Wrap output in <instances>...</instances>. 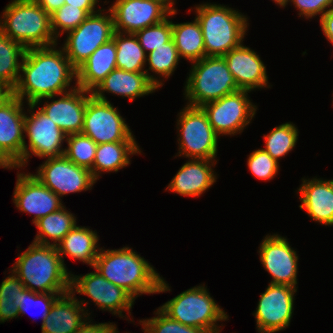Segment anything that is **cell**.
Returning a JSON list of instances; mask_svg holds the SVG:
<instances>
[{"label": "cell", "mask_w": 333, "mask_h": 333, "mask_svg": "<svg viewBox=\"0 0 333 333\" xmlns=\"http://www.w3.org/2000/svg\"><path fill=\"white\" fill-rule=\"evenodd\" d=\"M154 1H157V2H159L161 4H163L170 12L177 11L174 8V5H175V1L174 0H154Z\"/></svg>", "instance_id": "7dc6e473"}, {"label": "cell", "mask_w": 333, "mask_h": 333, "mask_svg": "<svg viewBox=\"0 0 333 333\" xmlns=\"http://www.w3.org/2000/svg\"><path fill=\"white\" fill-rule=\"evenodd\" d=\"M13 203L18 210L34 215L33 224L59 210L63 202L51 189L44 186L32 173H17Z\"/></svg>", "instance_id": "d6986e66"}, {"label": "cell", "mask_w": 333, "mask_h": 333, "mask_svg": "<svg viewBox=\"0 0 333 333\" xmlns=\"http://www.w3.org/2000/svg\"><path fill=\"white\" fill-rule=\"evenodd\" d=\"M70 292L75 296L87 295L101 310L110 311L114 315L123 318V311L131 315V308L135 299L123 288L116 286L105 279L98 271H92L85 275L71 273Z\"/></svg>", "instance_id": "5bb4252c"}, {"label": "cell", "mask_w": 333, "mask_h": 333, "mask_svg": "<svg viewBox=\"0 0 333 333\" xmlns=\"http://www.w3.org/2000/svg\"><path fill=\"white\" fill-rule=\"evenodd\" d=\"M320 27L323 34L333 44V7L328 10L320 19Z\"/></svg>", "instance_id": "ee69618b"}, {"label": "cell", "mask_w": 333, "mask_h": 333, "mask_svg": "<svg viewBox=\"0 0 333 333\" xmlns=\"http://www.w3.org/2000/svg\"><path fill=\"white\" fill-rule=\"evenodd\" d=\"M99 0H65V4H70L81 9H96Z\"/></svg>", "instance_id": "bcb514c9"}, {"label": "cell", "mask_w": 333, "mask_h": 333, "mask_svg": "<svg viewBox=\"0 0 333 333\" xmlns=\"http://www.w3.org/2000/svg\"><path fill=\"white\" fill-rule=\"evenodd\" d=\"M154 313L157 316L139 321L144 333H209L204 329L190 327L172 320L159 308Z\"/></svg>", "instance_id": "f35d334b"}, {"label": "cell", "mask_w": 333, "mask_h": 333, "mask_svg": "<svg viewBox=\"0 0 333 333\" xmlns=\"http://www.w3.org/2000/svg\"><path fill=\"white\" fill-rule=\"evenodd\" d=\"M33 175L59 197L91 190L96 182L91 170L76 165L64 155L46 159Z\"/></svg>", "instance_id": "9a60e30c"}, {"label": "cell", "mask_w": 333, "mask_h": 333, "mask_svg": "<svg viewBox=\"0 0 333 333\" xmlns=\"http://www.w3.org/2000/svg\"><path fill=\"white\" fill-rule=\"evenodd\" d=\"M11 92L0 83V102L6 98Z\"/></svg>", "instance_id": "c3c4849f"}, {"label": "cell", "mask_w": 333, "mask_h": 333, "mask_svg": "<svg viewBox=\"0 0 333 333\" xmlns=\"http://www.w3.org/2000/svg\"><path fill=\"white\" fill-rule=\"evenodd\" d=\"M261 264L272 276L270 284L288 285L297 288L298 254L287 238L278 234L266 235L260 243Z\"/></svg>", "instance_id": "e0dca14e"}, {"label": "cell", "mask_w": 333, "mask_h": 333, "mask_svg": "<svg viewBox=\"0 0 333 333\" xmlns=\"http://www.w3.org/2000/svg\"><path fill=\"white\" fill-rule=\"evenodd\" d=\"M215 162L217 164L216 160L188 159L165 190L185 197L201 196L216 182V173L212 168Z\"/></svg>", "instance_id": "7402d4cb"}, {"label": "cell", "mask_w": 333, "mask_h": 333, "mask_svg": "<svg viewBox=\"0 0 333 333\" xmlns=\"http://www.w3.org/2000/svg\"><path fill=\"white\" fill-rule=\"evenodd\" d=\"M247 165L252 175L265 181L273 179L279 170V162L263 149H256L250 153L247 158Z\"/></svg>", "instance_id": "ab89813d"}, {"label": "cell", "mask_w": 333, "mask_h": 333, "mask_svg": "<svg viewBox=\"0 0 333 333\" xmlns=\"http://www.w3.org/2000/svg\"><path fill=\"white\" fill-rule=\"evenodd\" d=\"M146 61H148L147 63L149 65V69H145L147 78L159 89L164 85L160 76L168 79V77L173 74L180 61V56L173 38L169 42L164 43V46H160L149 52L148 55H146ZM149 70L155 73V75L158 74L160 80L158 79V75L156 77L155 75L149 74Z\"/></svg>", "instance_id": "d6a6232c"}, {"label": "cell", "mask_w": 333, "mask_h": 333, "mask_svg": "<svg viewBox=\"0 0 333 333\" xmlns=\"http://www.w3.org/2000/svg\"><path fill=\"white\" fill-rule=\"evenodd\" d=\"M98 241L99 236L95 231L76 225L57 243L56 248L65 267L64 255L80 260L92 268L100 251Z\"/></svg>", "instance_id": "4316f807"}, {"label": "cell", "mask_w": 333, "mask_h": 333, "mask_svg": "<svg viewBox=\"0 0 333 333\" xmlns=\"http://www.w3.org/2000/svg\"><path fill=\"white\" fill-rule=\"evenodd\" d=\"M206 288L204 284L194 286L168 300L159 309L181 324L219 333L221 328L217 322L228 320V315Z\"/></svg>", "instance_id": "52a82bcc"}, {"label": "cell", "mask_w": 333, "mask_h": 333, "mask_svg": "<svg viewBox=\"0 0 333 333\" xmlns=\"http://www.w3.org/2000/svg\"><path fill=\"white\" fill-rule=\"evenodd\" d=\"M57 45L26 50L20 70L22 74L11 93L22 101L26 99L27 105H40L46 97H57L77 87L74 83L75 86L69 88L72 80L77 78V70L64 50L55 48Z\"/></svg>", "instance_id": "6da1fadb"}, {"label": "cell", "mask_w": 333, "mask_h": 333, "mask_svg": "<svg viewBox=\"0 0 333 333\" xmlns=\"http://www.w3.org/2000/svg\"><path fill=\"white\" fill-rule=\"evenodd\" d=\"M136 153H141L136 141L98 144L93 167L90 169L93 178L97 181L102 172H117L125 168L130 164V156Z\"/></svg>", "instance_id": "83f0119b"}, {"label": "cell", "mask_w": 333, "mask_h": 333, "mask_svg": "<svg viewBox=\"0 0 333 333\" xmlns=\"http://www.w3.org/2000/svg\"><path fill=\"white\" fill-rule=\"evenodd\" d=\"M172 38L180 58L194 62L206 57L202 29L196 17L192 22H172Z\"/></svg>", "instance_id": "f1b7e54d"}, {"label": "cell", "mask_w": 333, "mask_h": 333, "mask_svg": "<svg viewBox=\"0 0 333 333\" xmlns=\"http://www.w3.org/2000/svg\"><path fill=\"white\" fill-rule=\"evenodd\" d=\"M105 9L89 15L76 29L67 34L64 47L66 57L77 69L101 45L109 42L114 34L111 11Z\"/></svg>", "instance_id": "9c48e42d"}, {"label": "cell", "mask_w": 333, "mask_h": 333, "mask_svg": "<svg viewBox=\"0 0 333 333\" xmlns=\"http://www.w3.org/2000/svg\"><path fill=\"white\" fill-rule=\"evenodd\" d=\"M86 320L84 324L73 333H119L116 324L114 323H98L91 324V321Z\"/></svg>", "instance_id": "7bdbcfd3"}, {"label": "cell", "mask_w": 333, "mask_h": 333, "mask_svg": "<svg viewBox=\"0 0 333 333\" xmlns=\"http://www.w3.org/2000/svg\"><path fill=\"white\" fill-rule=\"evenodd\" d=\"M157 88L148 80L145 72H129L115 68L105 79L91 92V94L102 101H108L106 93H113L127 97L133 101L138 97L155 92Z\"/></svg>", "instance_id": "d4e9b609"}, {"label": "cell", "mask_w": 333, "mask_h": 333, "mask_svg": "<svg viewBox=\"0 0 333 333\" xmlns=\"http://www.w3.org/2000/svg\"><path fill=\"white\" fill-rule=\"evenodd\" d=\"M116 44L113 39L99 46L76 70L77 87L92 92L105 77L117 68Z\"/></svg>", "instance_id": "484cf974"}, {"label": "cell", "mask_w": 333, "mask_h": 333, "mask_svg": "<svg viewBox=\"0 0 333 333\" xmlns=\"http://www.w3.org/2000/svg\"><path fill=\"white\" fill-rule=\"evenodd\" d=\"M61 295H63V294L38 293V292H34V291H30V290L26 289L21 294V298L19 299V301H20V305L18 307L19 315L25 314V312H27L29 309H32V308L42 309L40 314L42 317V324H43V322H44L45 318L48 316L54 302Z\"/></svg>", "instance_id": "60d3db41"}, {"label": "cell", "mask_w": 333, "mask_h": 333, "mask_svg": "<svg viewBox=\"0 0 333 333\" xmlns=\"http://www.w3.org/2000/svg\"><path fill=\"white\" fill-rule=\"evenodd\" d=\"M249 90H239L201 106L215 133L230 135L243 132L255 116L257 106L248 97Z\"/></svg>", "instance_id": "30bf717a"}, {"label": "cell", "mask_w": 333, "mask_h": 333, "mask_svg": "<svg viewBox=\"0 0 333 333\" xmlns=\"http://www.w3.org/2000/svg\"><path fill=\"white\" fill-rule=\"evenodd\" d=\"M110 101H102L89 94L84 115L82 134L97 145L118 141H135L125 119Z\"/></svg>", "instance_id": "7c38bea8"}, {"label": "cell", "mask_w": 333, "mask_h": 333, "mask_svg": "<svg viewBox=\"0 0 333 333\" xmlns=\"http://www.w3.org/2000/svg\"><path fill=\"white\" fill-rule=\"evenodd\" d=\"M192 64L184 88L187 105L201 107L205 103L241 90L224 57L206 56Z\"/></svg>", "instance_id": "8992f818"}, {"label": "cell", "mask_w": 333, "mask_h": 333, "mask_svg": "<svg viewBox=\"0 0 333 333\" xmlns=\"http://www.w3.org/2000/svg\"><path fill=\"white\" fill-rule=\"evenodd\" d=\"M274 2H276L277 5H279L280 7H285L286 5H288V2L290 0H272Z\"/></svg>", "instance_id": "681fc988"}, {"label": "cell", "mask_w": 333, "mask_h": 333, "mask_svg": "<svg viewBox=\"0 0 333 333\" xmlns=\"http://www.w3.org/2000/svg\"><path fill=\"white\" fill-rule=\"evenodd\" d=\"M30 116H24V136L28 137L29 144H24L23 167L28 163L31 155L39 158H54L64 155L62 144L67 135L40 109L35 112L37 105L28 104ZM32 112V113H31Z\"/></svg>", "instance_id": "4fadbf2b"}, {"label": "cell", "mask_w": 333, "mask_h": 333, "mask_svg": "<svg viewBox=\"0 0 333 333\" xmlns=\"http://www.w3.org/2000/svg\"><path fill=\"white\" fill-rule=\"evenodd\" d=\"M0 19V31L26 49L57 44L50 15L34 0H12Z\"/></svg>", "instance_id": "5b68a950"}, {"label": "cell", "mask_w": 333, "mask_h": 333, "mask_svg": "<svg viewBox=\"0 0 333 333\" xmlns=\"http://www.w3.org/2000/svg\"><path fill=\"white\" fill-rule=\"evenodd\" d=\"M92 268L134 299L142 294L171 291L154 267L128 246L113 250L100 248Z\"/></svg>", "instance_id": "7a4b0ae2"}, {"label": "cell", "mask_w": 333, "mask_h": 333, "mask_svg": "<svg viewBox=\"0 0 333 333\" xmlns=\"http://www.w3.org/2000/svg\"><path fill=\"white\" fill-rule=\"evenodd\" d=\"M22 100L10 93L0 102V168L23 167L24 116Z\"/></svg>", "instance_id": "8fae6325"}, {"label": "cell", "mask_w": 333, "mask_h": 333, "mask_svg": "<svg viewBox=\"0 0 333 333\" xmlns=\"http://www.w3.org/2000/svg\"><path fill=\"white\" fill-rule=\"evenodd\" d=\"M112 39L116 44L117 68L129 72H145L146 53L135 34L115 31Z\"/></svg>", "instance_id": "1f68e13d"}, {"label": "cell", "mask_w": 333, "mask_h": 333, "mask_svg": "<svg viewBox=\"0 0 333 333\" xmlns=\"http://www.w3.org/2000/svg\"><path fill=\"white\" fill-rule=\"evenodd\" d=\"M26 50L19 42L13 41L0 31V83L10 92L19 80Z\"/></svg>", "instance_id": "4dcf8cb0"}, {"label": "cell", "mask_w": 333, "mask_h": 333, "mask_svg": "<svg viewBox=\"0 0 333 333\" xmlns=\"http://www.w3.org/2000/svg\"><path fill=\"white\" fill-rule=\"evenodd\" d=\"M176 13L177 11H173L164 21L143 28L135 33L146 54L160 46H164V43H167L172 39V21H170V16H173Z\"/></svg>", "instance_id": "74e56055"}, {"label": "cell", "mask_w": 333, "mask_h": 333, "mask_svg": "<svg viewBox=\"0 0 333 333\" xmlns=\"http://www.w3.org/2000/svg\"><path fill=\"white\" fill-rule=\"evenodd\" d=\"M289 2L293 3L295 8L299 10V17L305 16L306 19L313 18L318 14L321 18L333 7V0H290Z\"/></svg>", "instance_id": "b9f144b4"}, {"label": "cell", "mask_w": 333, "mask_h": 333, "mask_svg": "<svg viewBox=\"0 0 333 333\" xmlns=\"http://www.w3.org/2000/svg\"><path fill=\"white\" fill-rule=\"evenodd\" d=\"M296 292L297 288L269 283L253 314L259 333H275L289 327Z\"/></svg>", "instance_id": "2e32d148"}, {"label": "cell", "mask_w": 333, "mask_h": 333, "mask_svg": "<svg viewBox=\"0 0 333 333\" xmlns=\"http://www.w3.org/2000/svg\"><path fill=\"white\" fill-rule=\"evenodd\" d=\"M88 94V95H87ZM90 91L80 87L61 94V98L54 95L46 97L44 106L40 110L45 113L66 134L81 133L84 125V115ZM48 99L52 101L49 103Z\"/></svg>", "instance_id": "ffe728a7"}, {"label": "cell", "mask_w": 333, "mask_h": 333, "mask_svg": "<svg viewBox=\"0 0 333 333\" xmlns=\"http://www.w3.org/2000/svg\"><path fill=\"white\" fill-rule=\"evenodd\" d=\"M67 148L64 156L78 166L91 169L95 159L97 144L82 133L67 135Z\"/></svg>", "instance_id": "8d00e7d4"}, {"label": "cell", "mask_w": 333, "mask_h": 333, "mask_svg": "<svg viewBox=\"0 0 333 333\" xmlns=\"http://www.w3.org/2000/svg\"><path fill=\"white\" fill-rule=\"evenodd\" d=\"M300 193V209H305L313 221L333 226V179H302L297 190Z\"/></svg>", "instance_id": "cb8c5ba5"}, {"label": "cell", "mask_w": 333, "mask_h": 333, "mask_svg": "<svg viewBox=\"0 0 333 333\" xmlns=\"http://www.w3.org/2000/svg\"><path fill=\"white\" fill-rule=\"evenodd\" d=\"M39 6L47 11L49 15L65 4V0H34Z\"/></svg>", "instance_id": "f6af8a7d"}, {"label": "cell", "mask_w": 333, "mask_h": 333, "mask_svg": "<svg viewBox=\"0 0 333 333\" xmlns=\"http://www.w3.org/2000/svg\"><path fill=\"white\" fill-rule=\"evenodd\" d=\"M11 272L0 284V323L19 316V299L26 290L20 278Z\"/></svg>", "instance_id": "e575fe53"}, {"label": "cell", "mask_w": 333, "mask_h": 333, "mask_svg": "<svg viewBox=\"0 0 333 333\" xmlns=\"http://www.w3.org/2000/svg\"><path fill=\"white\" fill-rule=\"evenodd\" d=\"M76 223L75 215L63 206L59 210L40 218L34 224L39 230V234L36 235L33 242L41 245L56 246L57 242L59 243L77 225ZM48 238L53 243H50Z\"/></svg>", "instance_id": "f546056e"}, {"label": "cell", "mask_w": 333, "mask_h": 333, "mask_svg": "<svg viewBox=\"0 0 333 333\" xmlns=\"http://www.w3.org/2000/svg\"><path fill=\"white\" fill-rule=\"evenodd\" d=\"M299 131L291 122L283 123L274 127L269 134L263 135L265 150L274 160L287 155L296 146Z\"/></svg>", "instance_id": "836d02e7"}, {"label": "cell", "mask_w": 333, "mask_h": 333, "mask_svg": "<svg viewBox=\"0 0 333 333\" xmlns=\"http://www.w3.org/2000/svg\"><path fill=\"white\" fill-rule=\"evenodd\" d=\"M87 304L85 300L79 301L71 292L61 295L45 318L41 333H73L86 320H90V313L85 310Z\"/></svg>", "instance_id": "603a6c76"}, {"label": "cell", "mask_w": 333, "mask_h": 333, "mask_svg": "<svg viewBox=\"0 0 333 333\" xmlns=\"http://www.w3.org/2000/svg\"><path fill=\"white\" fill-rule=\"evenodd\" d=\"M101 9H81L70 4H64L50 15L51 30L57 40L60 34L76 29L89 15Z\"/></svg>", "instance_id": "d590c367"}, {"label": "cell", "mask_w": 333, "mask_h": 333, "mask_svg": "<svg viewBox=\"0 0 333 333\" xmlns=\"http://www.w3.org/2000/svg\"><path fill=\"white\" fill-rule=\"evenodd\" d=\"M228 69L241 90L269 88L266 66L257 53L243 43L225 54ZM268 85V86H267Z\"/></svg>", "instance_id": "44dd1931"}, {"label": "cell", "mask_w": 333, "mask_h": 333, "mask_svg": "<svg viewBox=\"0 0 333 333\" xmlns=\"http://www.w3.org/2000/svg\"><path fill=\"white\" fill-rule=\"evenodd\" d=\"M200 23L206 56L223 57L243 43L249 23L241 12L221 4L195 6Z\"/></svg>", "instance_id": "277c9868"}, {"label": "cell", "mask_w": 333, "mask_h": 333, "mask_svg": "<svg viewBox=\"0 0 333 333\" xmlns=\"http://www.w3.org/2000/svg\"><path fill=\"white\" fill-rule=\"evenodd\" d=\"M177 120L178 145L177 156L189 159L215 160L218 138L201 107L185 105Z\"/></svg>", "instance_id": "ba28073f"}, {"label": "cell", "mask_w": 333, "mask_h": 333, "mask_svg": "<svg viewBox=\"0 0 333 333\" xmlns=\"http://www.w3.org/2000/svg\"><path fill=\"white\" fill-rule=\"evenodd\" d=\"M114 31L135 34L143 28L156 25L169 17L170 11L154 0H116L109 8Z\"/></svg>", "instance_id": "ac0fdd59"}, {"label": "cell", "mask_w": 333, "mask_h": 333, "mask_svg": "<svg viewBox=\"0 0 333 333\" xmlns=\"http://www.w3.org/2000/svg\"><path fill=\"white\" fill-rule=\"evenodd\" d=\"M14 263L11 270L26 289L50 294L70 292L71 271H67L56 246L32 242Z\"/></svg>", "instance_id": "3957f363"}]
</instances>
